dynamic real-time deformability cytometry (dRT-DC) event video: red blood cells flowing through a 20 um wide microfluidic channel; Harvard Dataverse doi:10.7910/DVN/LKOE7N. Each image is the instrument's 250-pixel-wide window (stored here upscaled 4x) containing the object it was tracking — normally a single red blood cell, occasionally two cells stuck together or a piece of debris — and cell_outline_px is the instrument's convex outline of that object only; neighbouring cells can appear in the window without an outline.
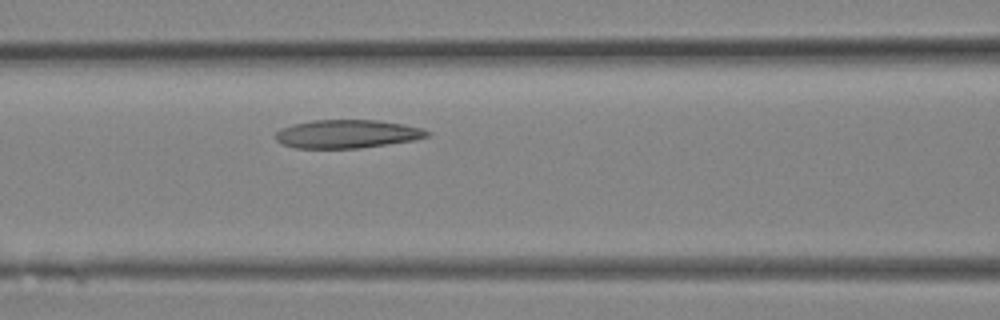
{"species": "Egyptian fruit bat (a non-hibernating species)", "species_latin": "Rousettus aegyptiacus", "temperature_condition": "room temperature", "stored_images_in_passage": 9, "camera_frame_rate_fps": 3000, "um_per_image_px": 0.085, "animal": {"sex": "female"}, "frame": {"image": 1, "passage_image": 9, "time_ms": 2.667, "image_size_px": [1000, 320], "cell_outline_px": [[432, 132], [428, 136], [412, 140], [360, 148], [296, 148], [284, 144], [276, 140], [276, 132], [280, 128], [292, 124], [312, 120], [376, 120], [404, 124], [424, 128]], "centroid_in_image_um": [29.51, 11.37], "position_along_channel_um": 137.1, "area_um2": 25.03}}